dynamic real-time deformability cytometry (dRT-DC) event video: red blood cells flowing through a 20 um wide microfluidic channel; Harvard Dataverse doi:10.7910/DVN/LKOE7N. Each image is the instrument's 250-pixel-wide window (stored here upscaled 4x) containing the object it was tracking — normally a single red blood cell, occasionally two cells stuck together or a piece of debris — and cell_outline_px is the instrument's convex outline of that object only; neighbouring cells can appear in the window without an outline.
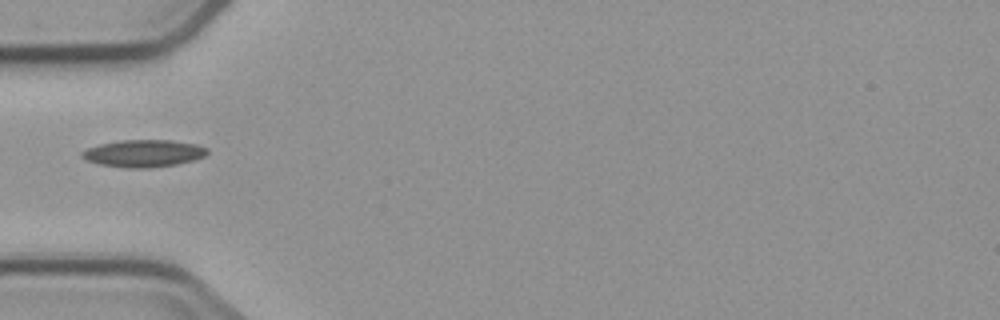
{"species": "common noctule bat (a hibernating species)", "species_latin": "Nyctalus noctula", "temperature_condition": "cold", "stored_images_in_passage": 7, "camera_frame_rate_fps": 3000, "um_per_image_px": 0.085, "animal": {"sex": "male", "body_mass_g": 23.1, "forearm_length_mm": 52.7}, "frame": {"image": 1, "passage_image": 4, "time_ms": 4.333, "image_size_px": [1000, 320], "cell_outline_px": [[208, 152], [204, 156], [192, 160], [176, 164], [148, 168], [128, 168], [100, 164], [88, 160], [80, 156], [80, 152], [88, 148], [100, 144], [120, 140], [172, 140], [196, 144], [208, 148]], "centroid_in_image_um": [12.2, 13.03], "position_along_channel_um": 72.8, "area_um2": 19.77}}
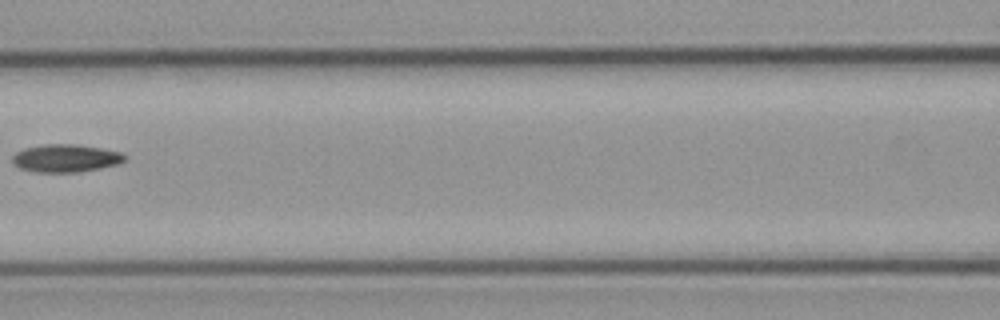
{"frame": {"image": 2, "passage_image": 6, "time_ms": 6.667, "image_size_px": [1000, 320], "cell_outline_px": [[128, 156], [120, 164], [80, 172], [36, 172], [20, 168], [12, 164], [12, 156], [16, 152], [24, 148], [44, 144], [76, 144], [100, 148], [120, 152]], "centroid_in_image_um": [5.58, 13.45], "position_along_channel_um": 161.0, "area_um2": 18.32}}
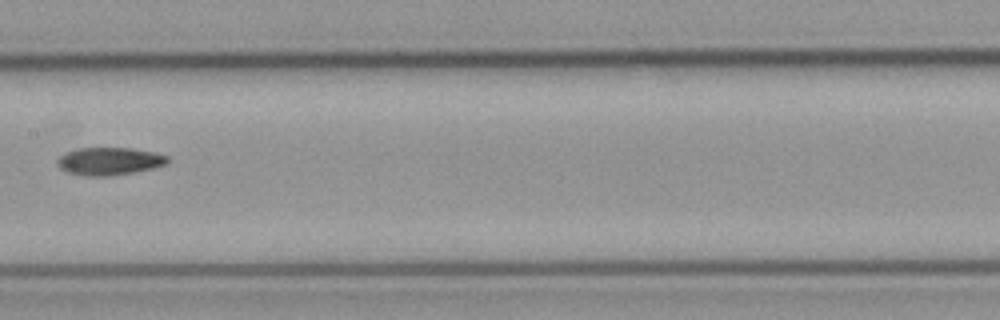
{"frame": {"image": 3, "passage_image": 7, "time_ms": 7.667, "image_size_px": [1000, 320], "cell_outline_px": [[168, 164], [152, 168], [112, 176], [88, 176], [68, 172], [60, 168], [56, 164], [56, 160], [60, 156], [68, 152], [80, 148], [132, 148], [156, 152], [168, 156]], "centroid_in_image_um": [9.31, 13.7], "position_along_channel_um": 198.1, "area_um2": 17.74}}